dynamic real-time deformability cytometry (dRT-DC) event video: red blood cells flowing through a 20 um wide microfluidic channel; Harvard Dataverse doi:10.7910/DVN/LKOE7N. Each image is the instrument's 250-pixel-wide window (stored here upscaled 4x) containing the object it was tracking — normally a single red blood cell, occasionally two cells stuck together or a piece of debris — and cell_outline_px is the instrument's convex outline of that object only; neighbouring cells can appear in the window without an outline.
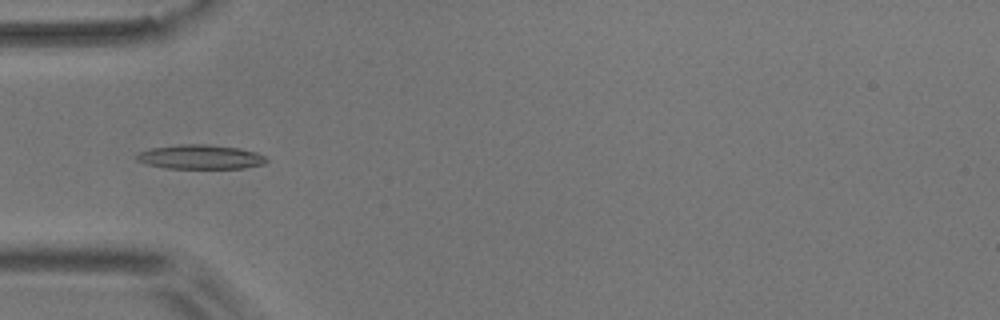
{"species": "common noctule bat (a hibernating species)", "species_latin": "Nyctalus noctula", "temperature_condition": "room temperature", "stored_images_in_passage": 10, "camera_frame_rate_fps": 3000, "um_per_image_px": 0.085, "animal": {"sex": "male", "body_mass_g": 17.9}, "frame": {"image": 1, "passage_image": 1, "time_ms": 0.0, "image_size_px": [1000, 320], "cell_outline_px": [[268, 160], [264, 164], [244, 168], [164, 168], [148, 164], [136, 160], [136, 156], [140, 152], [152, 148], [180, 144], [208, 144], [240, 148], [256, 152], [264, 156]], "centroid_in_image_um": [17.06, 13.34], "position_along_channel_um": 67.9, "area_um2": 18.32}}